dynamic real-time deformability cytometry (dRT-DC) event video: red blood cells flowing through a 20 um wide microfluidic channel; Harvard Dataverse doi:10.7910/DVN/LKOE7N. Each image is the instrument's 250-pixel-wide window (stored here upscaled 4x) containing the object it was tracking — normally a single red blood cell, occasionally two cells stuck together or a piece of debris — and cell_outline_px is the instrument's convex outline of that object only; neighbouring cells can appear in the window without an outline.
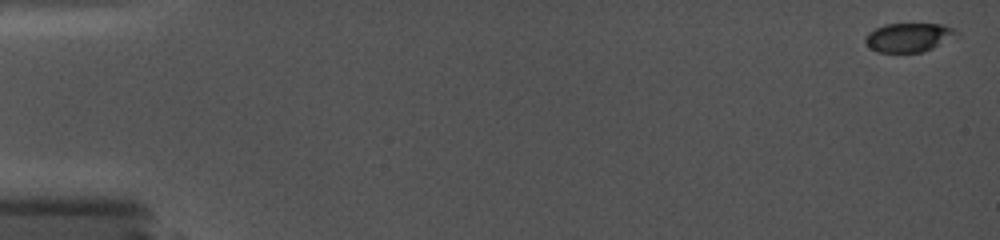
{"species": "common noctule bat (a hibernating species)", "species_latin": "Nyctalus noctula", "temperature_condition": "cold", "stored_images_in_passage": 33, "camera_frame_rate_fps": 5000, "um_per_image_px": 0.085, "animal": {"sex": "female", "body_mass_g": 19.0, "forearm_length_mm": 56.7}, "frame": {"image": 1, "passage_image": 1, "time_ms": 0.0, "image_size_px": [1000, 240], "cell_outline_px": [[960, 36], [924, 52], [880, 52], [872, 48], [864, 40], [864, 36], [868, 32], [884, 24], [944, 24], [960, 32]], "centroid_in_image_um": [77.31, 3.17], "position_along_channel_um": 7.7, "area_um2": 15.55}}
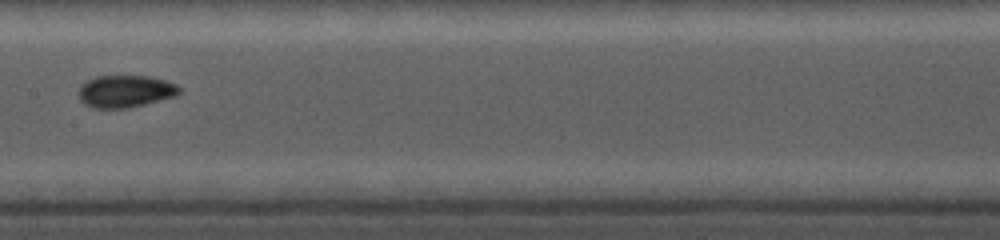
{"frame": {"image": 2, "passage_image": 20, "time_ms": 9.2, "image_size_px": [1000, 240], "cell_outline_px": [[180, 92], [176, 96], [128, 108], [92, 108], [84, 104], [80, 100], [80, 84], [96, 76], [148, 76], [164, 80], [176, 84], [180, 88]], "centroid_in_image_um": [10.65, 7.76], "position_along_channel_um": 196.8, "area_um2": 18.84}}
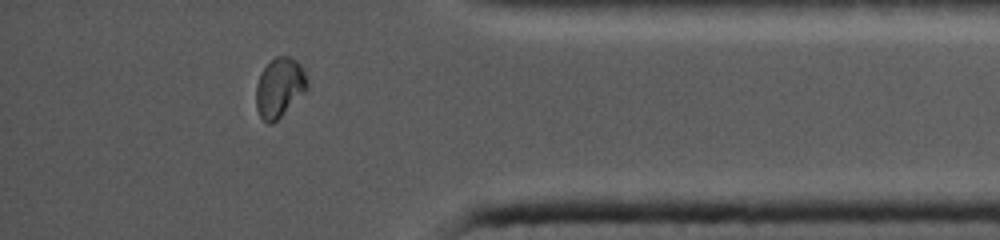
{"frame": {"image": 3, "passage_image": 32, "time_ms": 15.0, "image_size_px": [1000, 240], "cell_outline_px": [[308, 88], [272, 124], [268, 124], [260, 116], [256, 108], [256, 84], [264, 68], [276, 56], [288, 56], [296, 60], [300, 64], [308, 80]], "centroid_in_image_um": [23.75, 7.43], "position_along_channel_um": 411.4, "area_um2": 17.4}}